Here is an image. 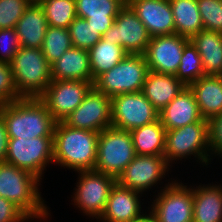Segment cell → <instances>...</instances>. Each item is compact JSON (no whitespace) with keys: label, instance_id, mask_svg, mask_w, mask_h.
I'll use <instances>...</instances> for the list:
<instances>
[{"label":"cell","instance_id":"23","mask_svg":"<svg viewBox=\"0 0 222 222\" xmlns=\"http://www.w3.org/2000/svg\"><path fill=\"white\" fill-rule=\"evenodd\" d=\"M189 87L203 119L222 114V76L204 75Z\"/></svg>","mask_w":222,"mask_h":222},{"label":"cell","instance_id":"14","mask_svg":"<svg viewBox=\"0 0 222 222\" xmlns=\"http://www.w3.org/2000/svg\"><path fill=\"white\" fill-rule=\"evenodd\" d=\"M63 123L72 128L100 133L112 125L111 98L93 87L83 102L64 119Z\"/></svg>","mask_w":222,"mask_h":222},{"label":"cell","instance_id":"10","mask_svg":"<svg viewBox=\"0 0 222 222\" xmlns=\"http://www.w3.org/2000/svg\"><path fill=\"white\" fill-rule=\"evenodd\" d=\"M163 188L151 205L154 222H193V187L175 180Z\"/></svg>","mask_w":222,"mask_h":222},{"label":"cell","instance_id":"11","mask_svg":"<svg viewBox=\"0 0 222 222\" xmlns=\"http://www.w3.org/2000/svg\"><path fill=\"white\" fill-rule=\"evenodd\" d=\"M150 38L146 27L129 4L120 9L114 23L102 36L111 44L122 46L131 55H143Z\"/></svg>","mask_w":222,"mask_h":222},{"label":"cell","instance_id":"39","mask_svg":"<svg viewBox=\"0 0 222 222\" xmlns=\"http://www.w3.org/2000/svg\"><path fill=\"white\" fill-rule=\"evenodd\" d=\"M210 148L213 153L222 156V114L209 120ZM214 151V152H213Z\"/></svg>","mask_w":222,"mask_h":222},{"label":"cell","instance_id":"28","mask_svg":"<svg viewBox=\"0 0 222 222\" xmlns=\"http://www.w3.org/2000/svg\"><path fill=\"white\" fill-rule=\"evenodd\" d=\"M175 24V34L191 38L204 29L197 0H169Z\"/></svg>","mask_w":222,"mask_h":222},{"label":"cell","instance_id":"5","mask_svg":"<svg viewBox=\"0 0 222 222\" xmlns=\"http://www.w3.org/2000/svg\"><path fill=\"white\" fill-rule=\"evenodd\" d=\"M136 155L130 131L111 125L99 133L93 170L117 179Z\"/></svg>","mask_w":222,"mask_h":222},{"label":"cell","instance_id":"26","mask_svg":"<svg viewBox=\"0 0 222 222\" xmlns=\"http://www.w3.org/2000/svg\"><path fill=\"white\" fill-rule=\"evenodd\" d=\"M193 222H222V186L193 189Z\"/></svg>","mask_w":222,"mask_h":222},{"label":"cell","instance_id":"2","mask_svg":"<svg viewBox=\"0 0 222 222\" xmlns=\"http://www.w3.org/2000/svg\"><path fill=\"white\" fill-rule=\"evenodd\" d=\"M99 132L72 128L56 122L53 135V163L79 171L93 170L97 160Z\"/></svg>","mask_w":222,"mask_h":222},{"label":"cell","instance_id":"21","mask_svg":"<svg viewBox=\"0 0 222 222\" xmlns=\"http://www.w3.org/2000/svg\"><path fill=\"white\" fill-rule=\"evenodd\" d=\"M51 77L52 81L81 80L94 83L89 52L71 47L51 65Z\"/></svg>","mask_w":222,"mask_h":222},{"label":"cell","instance_id":"1","mask_svg":"<svg viewBox=\"0 0 222 222\" xmlns=\"http://www.w3.org/2000/svg\"><path fill=\"white\" fill-rule=\"evenodd\" d=\"M8 138L53 137L56 121L40 98H20L0 105Z\"/></svg>","mask_w":222,"mask_h":222},{"label":"cell","instance_id":"32","mask_svg":"<svg viewBox=\"0 0 222 222\" xmlns=\"http://www.w3.org/2000/svg\"><path fill=\"white\" fill-rule=\"evenodd\" d=\"M203 63L196 47L189 41L183 49L180 65L176 77L185 85L197 81L204 76Z\"/></svg>","mask_w":222,"mask_h":222},{"label":"cell","instance_id":"33","mask_svg":"<svg viewBox=\"0 0 222 222\" xmlns=\"http://www.w3.org/2000/svg\"><path fill=\"white\" fill-rule=\"evenodd\" d=\"M73 47L89 51L102 36L95 31L84 18L76 17L69 25Z\"/></svg>","mask_w":222,"mask_h":222},{"label":"cell","instance_id":"34","mask_svg":"<svg viewBox=\"0 0 222 222\" xmlns=\"http://www.w3.org/2000/svg\"><path fill=\"white\" fill-rule=\"evenodd\" d=\"M204 29L222 33V0H197Z\"/></svg>","mask_w":222,"mask_h":222},{"label":"cell","instance_id":"24","mask_svg":"<svg viewBox=\"0 0 222 222\" xmlns=\"http://www.w3.org/2000/svg\"><path fill=\"white\" fill-rule=\"evenodd\" d=\"M184 87L175 75L148 71L141 92L160 112Z\"/></svg>","mask_w":222,"mask_h":222},{"label":"cell","instance_id":"16","mask_svg":"<svg viewBox=\"0 0 222 222\" xmlns=\"http://www.w3.org/2000/svg\"><path fill=\"white\" fill-rule=\"evenodd\" d=\"M168 166L164 156L136 155L127 165L117 182L126 188L142 192L159 183L166 174Z\"/></svg>","mask_w":222,"mask_h":222},{"label":"cell","instance_id":"13","mask_svg":"<svg viewBox=\"0 0 222 222\" xmlns=\"http://www.w3.org/2000/svg\"><path fill=\"white\" fill-rule=\"evenodd\" d=\"M92 88L93 83L90 81H52L40 99L46 104L53 119L63 122L83 102Z\"/></svg>","mask_w":222,"mask_h":222},{"label":"cell","instance_id":"9","mask_svg":"<svg viewBox=\"0 0 222 222\" xmlns=\"http://www.w3.org/2000/svg\"><path fill=\"white\" fill-rule=\"evenodd\" d=\"M79 181L73 196V202L87 216L100 219L105 211L112 187L117 182L113 176L102 172L79 171Z\"/></svg>","mask_w":222,"mask_h":222},{"label":"cell","instance_id":"12","mask_svg":"<svg viewBox=\"0 0 222 222\" xmlns=\"http://www.w3.org/2000/svg\"><path fill=\"white\" fill-rule=\"evenodd\" d=\"M159 119V111L143 93H126L111 98L112 126L131 131Z\"/></svg>","mask_w":222,"mask_h":222},{"label":"cell","instance_id":"42","mask_svg":"<svg viewBox=\"0 0 222 222\" xmlns=\"http://www.w3.org/2000/svg\"><path fill=\"white\" fill-rule=\"evenodd\" d=\"M124 4H128L129 0H121Z\"/></svg>","mask_w":222,"mask_h":222},{"label":"cell","instance_id":"3","mask_svg":"<svg viewBox=\"0 0 222 222\" xmlns=\"http://www.w3.org/2000/svg\"><path fill=\"white\" fill-rule=\"evenodd\" d=\"M40 179L15 165L0 162V196L13 202L29 218H46L50 213L37 186Z\"/></svg>","mask_w":222,"mask_h":222},{"label":"cell","instance_id":"8","mask_svg":"<svg viewBox=\"0 0 222 222\" xmlns=\"http://www.w3.org/2000/svg\"><path fill=\"white\" fill-rule=\"evenodd\" d=\"M5 162L27 170L40 180L53 161V137L9 138Z\"/></svg>","mask_w":222,"mask_h":222},{"label":"cell","instance_id":"20","mask_svg":"<svg viewBox=\"0 0 222 222\" xmlns=\"http://www.w3.org/2000/svg\"><path fill=\"white\" fill-rule=\"evenodd\" d=\"M77 17L101 36L112 26L120 9L125 5L121 0H75Z\"/></svg>","mask_w":222,"mask_h":222},{"label":"cell","instance_id":"18","mask_svg":"<svg viewBox=\"0 0 222 222\" xmlns=\"http://www.w3.org/2000/svg\"><path fill=\"white\" fill-rule=\"evenodd\" d=\"M140 192L121 186L112 187L105 211L100 217L104 222H136L145 215L141 212Z\"/></svg>","mask_w":222,"mask_h":222},{"label":"cell","instance_id":"27","mask_svg":"<svg viewBox=\"0 0 222 222\" xmlns=\"http://www.w3.org/2000/svg\"><path fill=\"white\" fill-rule=\"evenodd\" d=\"M137 155L164 156L166 130L160 120L130 131Z\"/></svg>","mask_w":222,"mask_h":222},{"label":"cell","instance_id":"38","mask_svg":"<svg viewBox=\"0 0 222 222\" xmlns=\"http://www.w3.org/2000/svg\"><path fill=\"white\" fill-rule=\"evenodd\" d=\"M28 219L18 206L0 196V222H24Z\"/></svg>","mask_w":222,"mask_h":222},{"label":"cell","instance_id":"7","mask_svg":"<svg viewBox=\"0 0 222 222\" xmlns=\"http://www.w3.org/2000/svg\"><path fill=\"white\" fill-rule=\"evenodd\" d=\"M210 150L209 121L207 119L166 131L164 157L168 164L173 160H182L193 155L201 163L207 165L211 159Z\"/></svg>","mask_w":222,"mask_h":222},{"label":"cell","instance_id":"30","mask_svg":"<svg viewBox=\"0 0 222 222\" xmlns=\"http://www.w3.org/2000/svg\"><path fill=\"white\" fill-rule=\"evenodd\" d=\"M48 25L68 29L77 17L75 0H40Z\"/></svg>","mask_w":222,"mask_h":222},{"label":"cell","instance_id":"36","mask_svg":"<svg viewBox=\"0 0 222 222\" xmlns=\"http://www.w3.org/2000/svg\"><path fill=\"white\" fill-rule=\"evenodd\" d=\"M20 99L17 95V89L11 65L0 61V105Z\"/></svg>","mask_w":222,"mask_h":222},{"label":"cell","instance_id":"29","mask_svg":"<svg viewBox=\"0 0 222 222\" xmlns=\"http://www.w3.org/2000/svg\"><path fill=\"white\" fill-rule=\"evenodd\" d=\"M88 52L93 80L113 68L127 55L122 46L111 44L110 40L102 38Z\"/></svg>","mask_w":222,"mask_h":222},{"label":"cell","instance_id":"17","mask_svg":"<svg viewBox=\"0 0 222 222\" xmlns=\"http://www.w3.org/2000/svg\"><path fill=\"white\" fill-rule=\"evenodd\" d=\"M128 4L144 24L150 37L175 34L169 0H129Z\"/></svg>","mask_w":222,"mask_h":222},{"label":"cell","instance_id":"35","mask_svg":"<svg viewBox=\"0 0 222 222\" xmlns=\"http://www.w3.org/2000/svg\"><path fill=\"white\" fill-rule=\"evenodd\" d=\"M30 3L29 0H0V29L15 28Z\"/></svg>","mask_w":222,"mask_h":222},{"label":"cell","instance_id":"4","mask_svg":"<svg viewBox=\"0 0 222 222\" xmlns=\"http://www.w3.org/2000/svg\"><path fill=\"white\" fill-rule=\"evenodd\" d=\"M10 65L20 98H40L52 82L51 65L41 48L20 47Z\"/></svg>","mask_w":222,"mask_h":222},{"label":"cell","instance_id":"41","mask_svg":"<svg viewBox=\"0 0 222 222\" xmlns=\"http://www.w3.org/2000/svg\"><path fill=\"white\" fill-rule=\"evenodd\" d=\"M136 222H154V220L149 214H146L141 220Z\"/></svg>","mask_w":222,"mask_h":222},{"label":"cell","instance_id":"19","mask_svg":"<svg viewBox=\"0 0 222 222\" xmlns=\"http://www.w3.org/2000/svg\"><path fill=\"white\" fill-rule=\"evenodd\" d=\"M159 120L166 131L203 120L193 91L189 86L183 90L160 112Z\"/></svg>","mask_w":222,"mask_h":222},{"label":"cell","instance_id":"6","mask_svg":"<svg viewBox=\"0 0 222 222\" xmlns=\"http://www.w3.org/2000/svg\"><path fill=\"white\" fill-rule=\"evenodd\" d=\"M144 55L127 54L110 70L99 75L93 87L108 97L142 91L148 73Z\"/></svg>","mask_w":222,"mask_h":222},{"label":"cell","instance_id":"31","mask_svg":"<svg viewBox=\"0 0 222 222\" xmlns=\"http://www.w3.org/2000/svg\"><path fill=\"white\" fill-rule=\"evenodd\" d=\"M71 47H73V44L68 29L48 27L41 50L50 65L57 61Z\"/></svg>","mask_w":222,"mask_h":222},{"label":"cell","instance_id":"15","mask_svg":"<svg viewBox=\"0 0 222 222\" xmlns=\"http://www.w3.org/2000/svg\"><path fill=\"white\" fill-rule=\"evenodd\" d=\"M189 41V38L178 34L151 37L143 54L148 64V70L176 75L184 46Z\"/></svg>","mask_w":222,"mask_h":222},{"label":"cell","instance_id":"43","mask_svg":"<svg viewBox=\"0 0 222 222\" xmlns=\"http://www.w3.org/2000/svg\"><path fill=\"white\" fill-rule=\"evenodd\" d=\"M30 2H39L40 0H29Z\"/></svg>","mask_w":222,"mask_h":222},{"label":"cell","instance_id":"37","mask_svg":"<svg viewBox=\"0 0 222 222\" xmlns=\"http://www.w3.org/2000/svg\"><path fill=\"white\" fill-rule=\"evenodd\" d=\"M19 38L15 28L0 29V61L11 63L20 48Z\"/></svg>","mask_w":222,"mask_h":222},{"label":"cell","instance_id":"25","mask_svg":"<svg viewBox=\"0 0 222 222\" xmlns=\"http://www.w3.org/2000/svg\"><path fill=\"white\" fill-rule=\"evenodd\" d=\"M189 40L201 56L205 75L222 76V33L203 29Z\"/></svg>","mask_w":222,"mask_h":222},{"label":"cell","instance_id":"40","mask_svg":"<svg viewBox=\"0 0 222 222\" xmlns=\"http://www.w3.org/2000/svg\"><path fill=\"white\" fill-rule=\"evenodd\" d=\"M7 126L0 116V162H5L8 151Z\"/></svg>","mask_w":222,"mask_h":222},{"label":"cell","instance_id":"22","mask_svg":"<svg viewBox=\"0 0 222 222\" xmlns=\"http://www.w3.org/2000/svg\"><path fill=\"white\" fill-rule=\"evenodd\" d=\"M49 25L39 2H31L15 27L21 47L39 49Z\"/></svg>","mask_w":222,"mask_h":222}]
</instances>
